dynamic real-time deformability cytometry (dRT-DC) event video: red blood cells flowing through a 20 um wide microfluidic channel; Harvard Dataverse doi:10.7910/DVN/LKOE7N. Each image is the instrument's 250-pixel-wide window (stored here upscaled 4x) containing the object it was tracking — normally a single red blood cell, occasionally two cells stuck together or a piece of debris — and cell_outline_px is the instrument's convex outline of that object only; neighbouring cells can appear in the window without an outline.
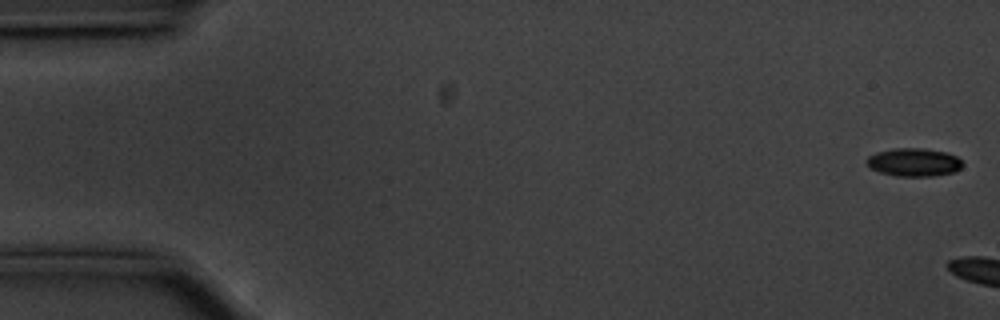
{"species": "common noctule bat (a hibernating species)", "species_latin": "Nyctalus noctula", "temperature_condition": "cold", "stored_images_in_passage": 11, "camera_frame_rate_fps": 3000, "um_per_image_px": 0.085, "animal": {"sex": "male", "body_mass_g": 20.1, "forearm_length_mm": 53.5}, "frame": {"image": 1, "passage_image": 2, "time_ms": 0.333, "image_size_px": [1000, 320], "cell_outline_px": [[964, 164], [956, 172], [932, 176], [896, 176], [880, 172], [868, 168], [864, 160], [868, 156], [876, 152], [892, 148], [924, 148], [948, 152], [956, 156]], "centroid_in_image_um": [77.65, 13.78], "position_along_channel_um": 7.3, "area_um2": 16.07}}